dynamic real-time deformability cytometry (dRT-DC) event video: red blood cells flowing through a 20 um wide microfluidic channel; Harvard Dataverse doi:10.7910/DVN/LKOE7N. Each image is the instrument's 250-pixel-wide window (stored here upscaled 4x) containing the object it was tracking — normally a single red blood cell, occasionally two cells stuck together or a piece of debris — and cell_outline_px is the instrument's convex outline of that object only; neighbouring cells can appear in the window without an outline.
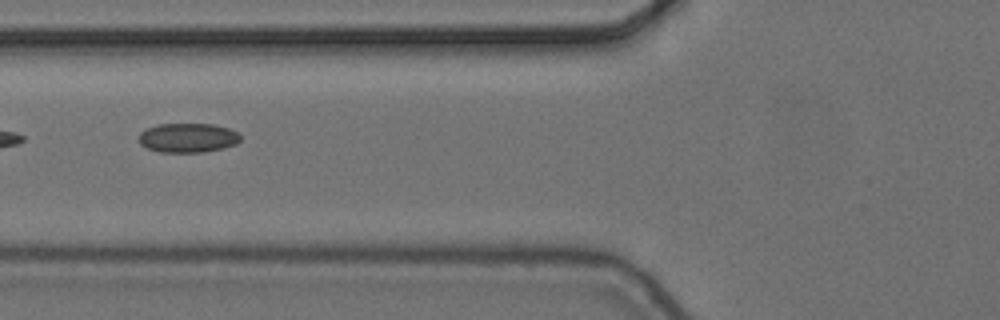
{"species": "common noctule bat (a hibernating species)", "species_latin": "Nyctalus noctula", "temperature_condition": "cold", "stored_images_in_passage": 6, "camera_frame_rate_fps": 3000, "um_per_image_px": 0.085, "animal": {"sex": "female", "body_mass_g": 24.6, "forearm_length_mm": 56.2}, "frame": {"image": 1, "passage_image": 5, "time_ms": 1.333, "image_size_px": [1000, 320], "cell_outline_px": [[240, 140], [236, 144], [224, 148], [204, 152], [160, 152], [148, 148], [140, 144], [140, 132], [148, 128], [160, 124], [212, 124], [228, 128], [236, 132], [240, 136]], "centroid_in_image_um": [15.98, 11.72], "position_along_channel_um": 109.8, "area_um2": 17.22}}
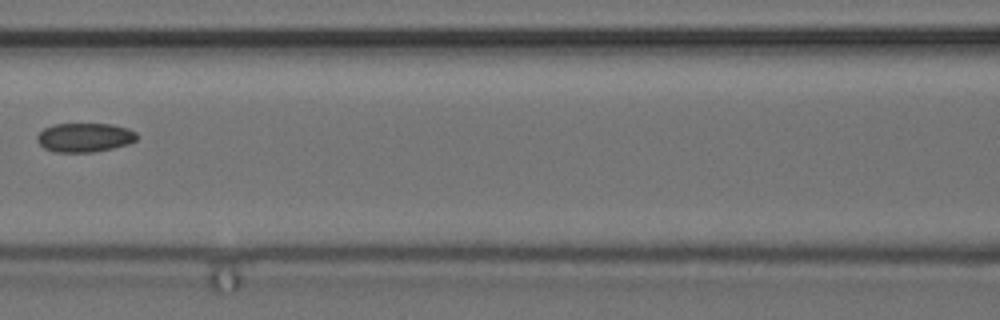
{"frame": {"image": 2, "passage_image": 6, "time_ms": 1.667, "image_size_px": [1000, 320], "cell_outline_px": [[136, 140], [128, 144], [112, 148], [92, 152], [56, 152], [44, 148], [36, 140], [36, 136], [44, 128], [52, 124], [112, 124], [128, 128], [136, 132]], "centroid_in_image_um": [7.17, 11.68], "position_along_channel_um": 159.4, "area_um2": 16.88}}